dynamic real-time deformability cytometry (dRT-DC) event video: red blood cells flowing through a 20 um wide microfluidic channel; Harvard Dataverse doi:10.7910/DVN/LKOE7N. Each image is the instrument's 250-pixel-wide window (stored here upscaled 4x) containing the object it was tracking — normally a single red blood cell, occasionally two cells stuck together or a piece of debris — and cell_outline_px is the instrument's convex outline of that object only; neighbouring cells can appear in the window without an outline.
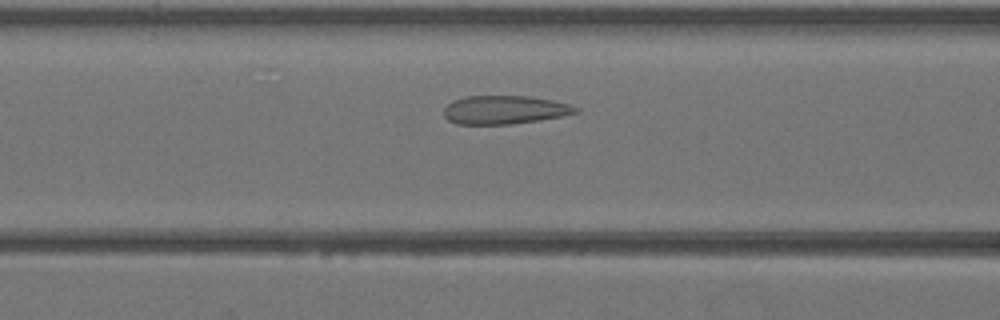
{"species": "Egyptian fruit bat (a non-hibernating species)", "species_latin": "Rousettus aegyptiacus", "temperature_condition": "warm", "stored_images_in_passage": 35, "camera_frame_rate_fps": 3000, "um_per_image_px": 0.085, "animal": {"sex": "female"}, "frame": {"image": 1, "passage_image": 10, "time_ms": 3.0, "image_size_px": [1000, 320], "cell_outline_px": [[580, 112], [540, 120], [512, 124], [456, 124], [448, 120], [444, 116], [444, 108], [452, 100], [464, 96], [528, 96], [552, 100], [568, 104], [580, 108]], "centroid_in_image_um": [42.87, 9.33], "position_along_channel_um": 123.7, "area_um2": 21.96}}
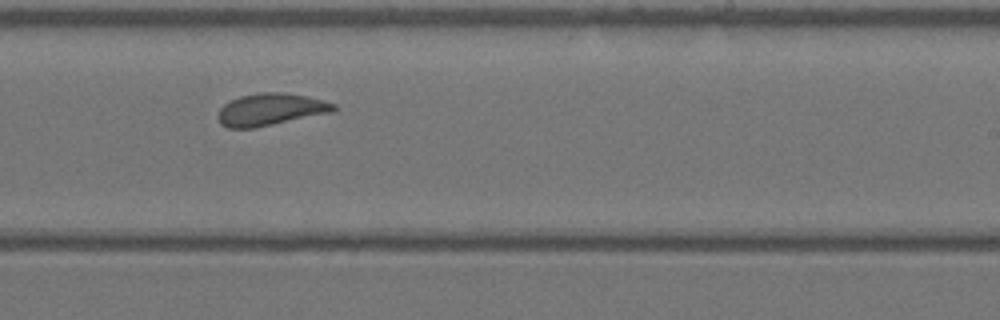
{"frame": {"image": 2, "passage_image": 19, "time_ms": 6.0, "image_size_px": [1000, 320], "cell_outline_px": [[336, 108], [332, 112], [252, 128], [228, 128], [220, 124], [216, 116], [220, 108], [224, 104], [240, 96], [260, 92], [284, 92], [308, 96], [324, 100], [336, 104]], "centroid_in_image_um": [22.97, 9.29], "position_along_channel_um": 266.0, "area_um2": 21.62}}
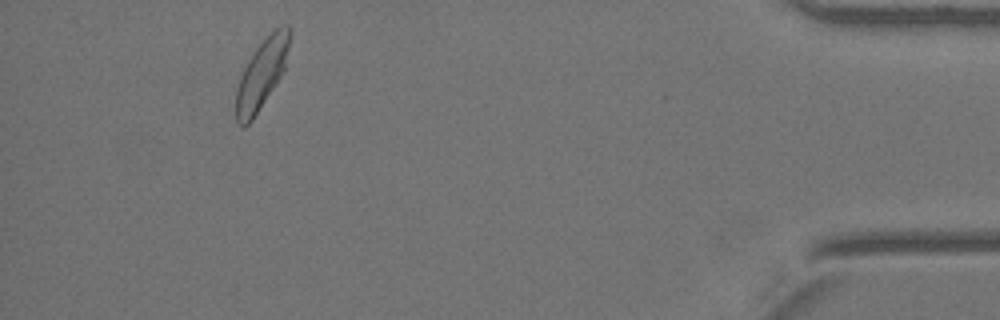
{"frame": {"image": 3, "passage_image": 32, "time_ms": 10.333, "image_size_px": [1000, 320], "cell_outline_px": [[292, 28], [284, 72], [252, 120], [244, 128], [236, 120], [236, 88], [240, 76], [244, 68], [256, 48], [276, 28], [288, 24]], "centroid_in_image_um": [22.26, 6.29], "position_along_channel_um": 412.9, "area_um2": 21.44}}